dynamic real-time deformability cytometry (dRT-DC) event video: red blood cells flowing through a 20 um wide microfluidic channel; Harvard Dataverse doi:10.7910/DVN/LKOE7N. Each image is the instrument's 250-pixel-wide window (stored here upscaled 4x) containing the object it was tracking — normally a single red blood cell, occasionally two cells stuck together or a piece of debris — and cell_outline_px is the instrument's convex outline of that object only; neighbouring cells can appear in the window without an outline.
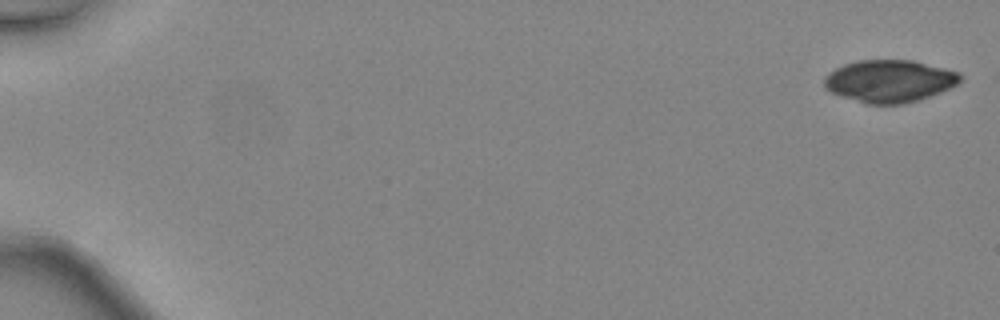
{"species": "common noctule bat (a hibernating species)", "species_latin": "Nyctalus noctula", "temperature_condition": "warm", "stored_images_in_passage": 46, "camera_frame_rate_fps": 3000, "um_per_image_px": 0.085, "animal": {"sex": "female", "body_mass_g": 24.6, "forearm_length_mm": 56.2}, "frame": {"image": 1, "passage_image": 1, "time_ms": 0.0, "image_size_px": [1000, 320], "cell_outline_px": [[960, 80], [956, 84], [940, 92], [920, 100], [904, 104], [864, 104], [832, 92], [824, 88], [824, 76], [836, 68], [844, 64], [860, 60], [912, 60], [960, 72]], "centroid_in_image_um": [75.59, 6.89], "position_along_channel_um": 9.4, "area_um2": 33.47}}